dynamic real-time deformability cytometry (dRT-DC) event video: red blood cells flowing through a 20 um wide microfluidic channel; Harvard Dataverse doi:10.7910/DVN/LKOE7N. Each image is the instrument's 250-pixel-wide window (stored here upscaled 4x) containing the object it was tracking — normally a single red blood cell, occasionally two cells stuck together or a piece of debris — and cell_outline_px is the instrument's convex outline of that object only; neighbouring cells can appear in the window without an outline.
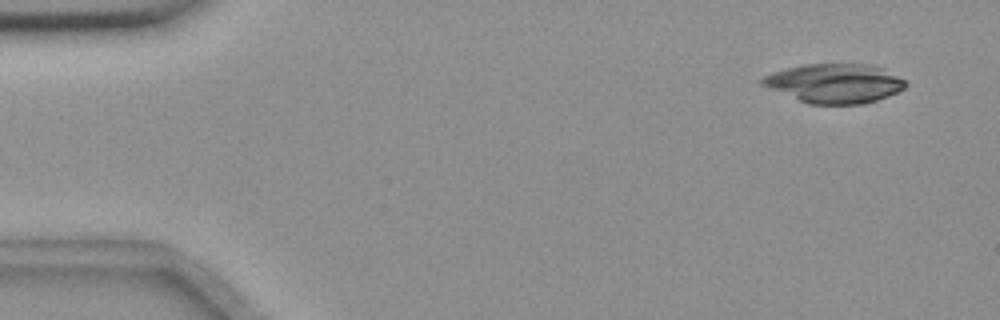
{"species": "common noctule bat (a hibernating species)", "species_latin": "Nyctalus noctula", "temperature_condition": "room temperature", "stored_images_in_passage": 8, "camera_frame_rate_fps": 3000, "um_per_image_px": 0.085, "animal": {"sex": "female", "body_mass_g": 18.4}, "frame": {"image": 1, "passage_image": 1, "time_ms": 0.0, "image_size_px": [1000, 320], "cell_outline_px": [[908, 84], [904, 88], [888, 96], [864, 104], [808, 104], [768, 88], [760, 84], [760, 80], [764, 76], [788, 68], [804, 64], [864, 64], [884, 68], [904, 80]], "centroid_in_image_um": [70.94, 7.09], "position_along_channel_um": 14.1, "area_um2": 32.54}}